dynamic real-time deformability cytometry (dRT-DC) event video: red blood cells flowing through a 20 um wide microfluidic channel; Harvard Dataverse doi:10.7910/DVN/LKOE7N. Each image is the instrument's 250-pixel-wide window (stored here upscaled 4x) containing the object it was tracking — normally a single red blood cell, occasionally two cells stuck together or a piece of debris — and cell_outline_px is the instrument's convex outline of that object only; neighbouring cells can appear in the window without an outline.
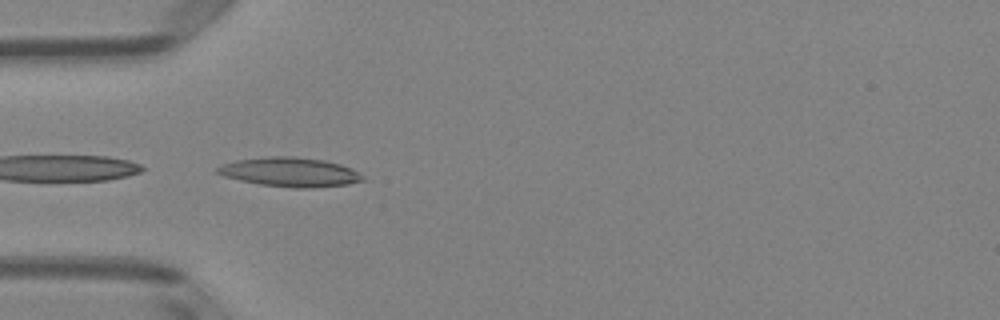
{"species": "Egyptian fruit bat (a non-hibernating species)", "species_latin": "Rousettus aegyptiacus", "temperature_condition": "room temperature", "stored_images_in_passage": 8, "camera_frame_rate_fps": 3000, "um_per_image_px": 0.085, "animal": {"sex": "female"}, "frame": {"image": 1, "passage_image": 2, "time_ms": 0.333, "image_size_px": [1000, 320], "cell_outline_px": [[364, 180], [348, 184], [308, 188], [292, 188], [260, 184], [240, 180], [224, 176], [216, 172], [216, 168], [220, 164], [236, 160], [268, 156], [292, 156], [324, 160], [340, 164], [352, 168], [364, 176]], "centroid_in_image_um": [24.64, 14.62], "position_along_channel_um": 60.4, "area_um2": 24.8}}